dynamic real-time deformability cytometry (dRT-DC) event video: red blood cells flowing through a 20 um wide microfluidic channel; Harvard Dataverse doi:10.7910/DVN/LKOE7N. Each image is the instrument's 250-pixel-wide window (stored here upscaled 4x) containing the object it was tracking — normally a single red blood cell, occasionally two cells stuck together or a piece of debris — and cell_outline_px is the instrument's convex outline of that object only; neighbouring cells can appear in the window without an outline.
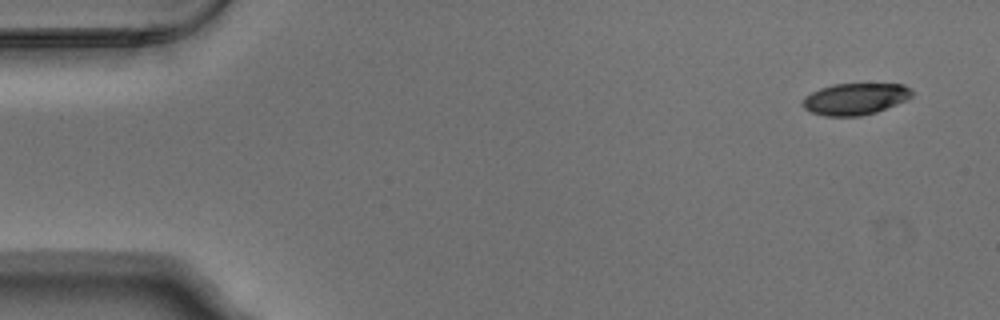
{"species": "Egyptian fruit bat (a non-hibernating species)", "species_latin": "Rousettus aegyptiacus", "temperature_condition": "warm", "stored_images_in_passage": 7, "camera_frame_rate_fps": 3000, "um_per_image_px": 0.085, "animal": {"sex": "male"}, "frame": {"image": 1, "passage_image": 1, "time_ms": 0.0, "image_size_px": [1000, 320], "cell_outline_px": [[912, 96], [908, 100], [876, 112], [860, 116], [824, 116], [812, 112], [804, 108], [800, 104], [800, 100], [804, 96], [820, 88], [832, 84], [904, 84], [912, 88]], "centroid_in_image_um": [72.68, 8.41], "position_along_channel_um": 12.3, "area_um2": 20.4}}
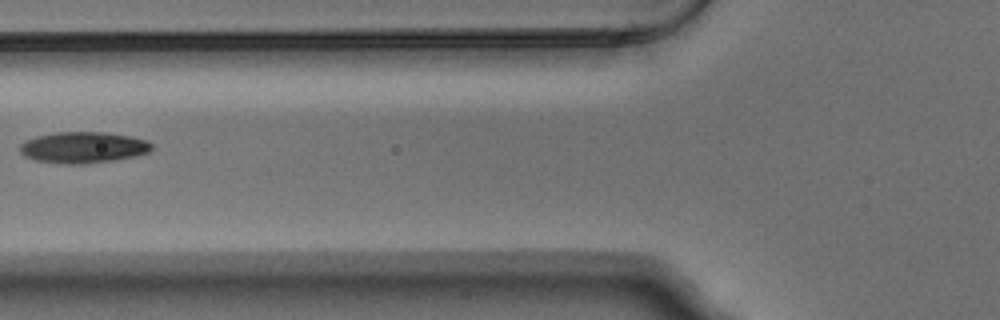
{"frame": {"image": 2, "passage_image": 6, "time_ms": 1.667, "image_size_px": [1000, 320], "cell_outline_px": [[152, 148], [148, 152], [132, 156], [112, 160], [88, 164], [64, 164], [32, 160], [24, 156], [20, 152], [20, 144], [24, 140], [36, 136], [56, 132], [104, 132], [132, 136], [148, 140], [152, 144]], "centroid_in_image_um": [7.03, 12.53], "position_along_channel_um": 118.8, "area_um2": 24.16}}
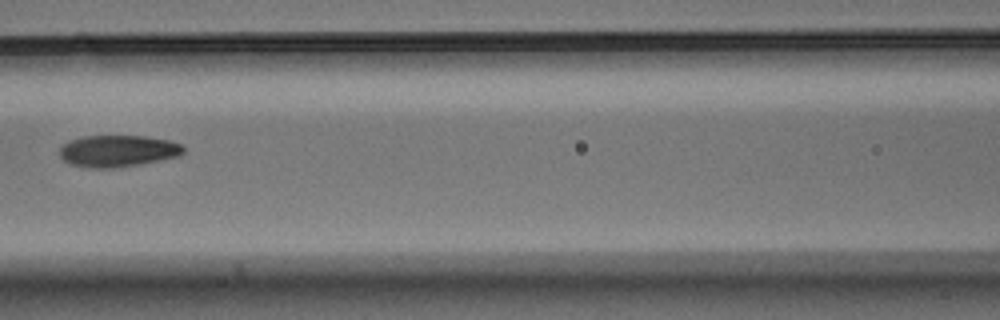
{"frame": {"image": 3, "passage_image": 7, "time_ms": 2.0, "image_size_px": [1000, 320], "cell_outline_px": [[184, 152], [176, 156], [140, 164], [112, 168], [88, 168], [72, 164], [64, 160], [60, 156], [60, 148], [68, 140], [84, 136], [144, 136], [168, 140], [180, 144], [184, 148]], "centroid_in_image_um": [9.98, 12.83], "position_along_channel_um": 156.6, "area_um2": 22.66}}